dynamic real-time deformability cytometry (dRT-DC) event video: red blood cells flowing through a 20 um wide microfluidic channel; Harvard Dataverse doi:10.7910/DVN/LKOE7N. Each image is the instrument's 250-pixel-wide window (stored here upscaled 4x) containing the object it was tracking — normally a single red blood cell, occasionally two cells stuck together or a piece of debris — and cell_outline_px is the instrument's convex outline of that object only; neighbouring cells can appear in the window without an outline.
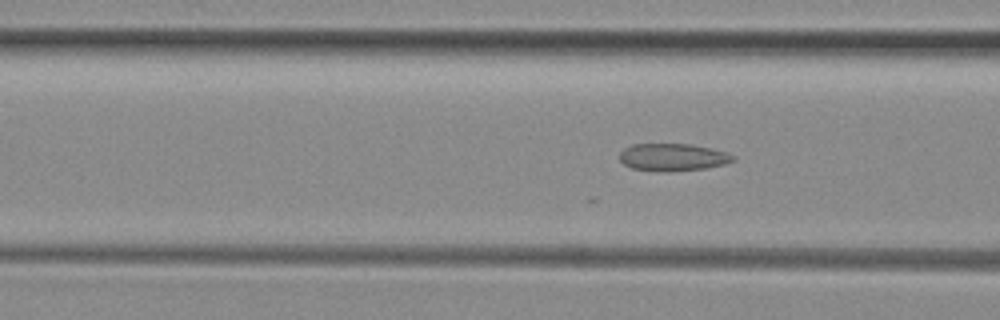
{"species": "common noctule bat (a hibernating species)", "species_latin": "Nyctalus noctula", "temperature_condition": "room temperature", "stored_images_in_passage": 40, "camera_frame_rate_fps": 3000, "um_per_image_px": 0.085, "animal": {"sex": "female", "body_mass_g": 29.2, "forearm_length_mm": 56.3}, "frame": {"image": 1, "passage_image": 18, "time_ms": 5.667, "image_size_px": [1000, 320], "cell_outline_px": [[736, 160], [724, 164], [704, 168], [632, 168], [624, 164], [620, 160], [620, 152], [624, 148], [632, 144], [692, 144], [712, 148], [736, 156]], "centroid_in_image_um": [57.22, 13.29], "position_along_channel_um": 109.4, "area_um2": 17.05}}
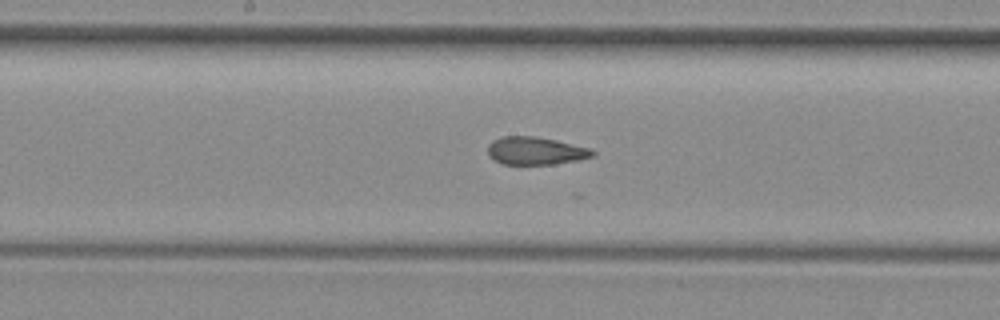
{"frame": {"image": 2, "passage_image": 25, "time_ms": 8.0, "image_size_px": [1000, 320], "cell_outline_px": [[596, 156], [556, 164], [500, 164], [488, 156], [488, 144], [492, 140], [500, 136], [532, 136], [556, 140], [592, 148], [596, 152]], "centroid_in_image_um": [45.52, 12.82], "position_along_channel_um": 202.7, "area_um2": 17.22}}
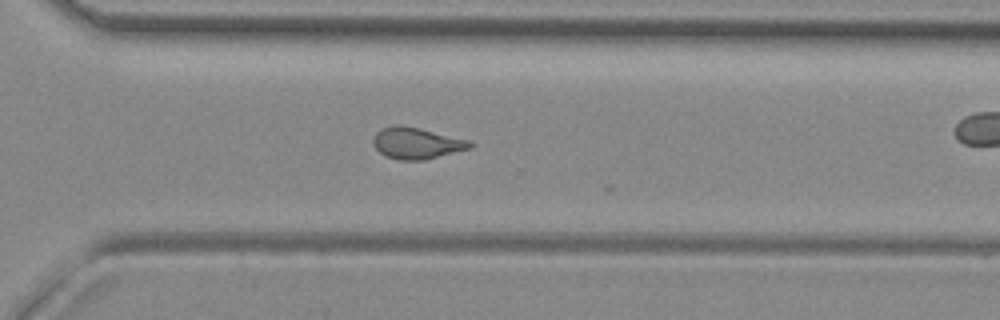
{"frame": {"image": 3, "passage_image": 35, "time_ms": 11.333, "image_size_px": [1000, 320], "cell_outline_px": [[472, 148], [424, 160], [396, 160], [384, 156], [372, 144], [372, 140], [376, 132], [380, 128], [392, 124], [404, 124], [472, 140]], "centroid_in_image_um": [35.39, 12.15], "position_along_channel_um": 335.2, "area_um2": 18.26}}